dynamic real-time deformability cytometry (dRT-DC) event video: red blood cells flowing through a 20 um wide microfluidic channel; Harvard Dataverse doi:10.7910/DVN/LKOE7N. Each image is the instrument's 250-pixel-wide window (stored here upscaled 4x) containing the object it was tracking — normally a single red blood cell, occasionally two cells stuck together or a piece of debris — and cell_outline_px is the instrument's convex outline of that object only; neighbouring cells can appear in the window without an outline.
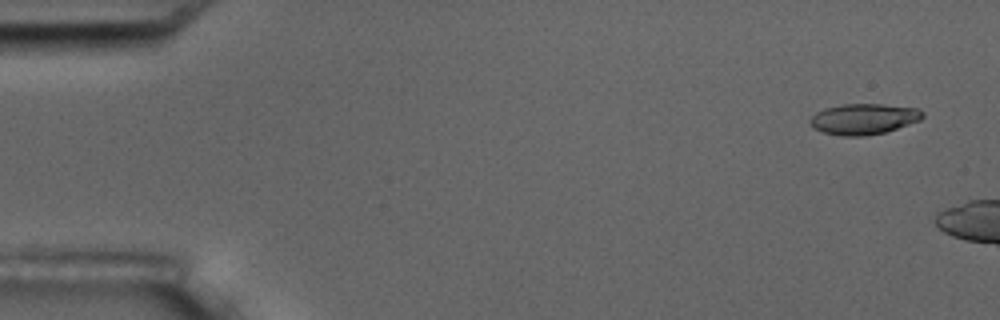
{"species": "common noctule bat (a hibernating species)", "species_latin": "Nyctalus noctula", "temperature_condition": "room temperature", "stored_images_in_passage": 3, "camera_frame_rate_fps": 3000, "um_per_image_px": 0.085, "animal": {"sex": "male", "body_mass_g": 17.5, "forearm_length_mm": 52.3}, "frame": {"image": 1, "passage_image": 1, "time_ms": 0.0, "image_size_px": [1000, 320], "cell_outline_px": [[924, 116], [920, 120], [884, 132], [864, 136], [844, 136], [824, 132], [812, 128], [808, 124], [808, 120], [816, 112], [824, 108], [844, 104], [884, 104], [920, 108], [924, 112]], "centroid_in_image_um": [73.4, 10.1], "position_along_channel_um": 11.6, "area_um2": 20.29}}